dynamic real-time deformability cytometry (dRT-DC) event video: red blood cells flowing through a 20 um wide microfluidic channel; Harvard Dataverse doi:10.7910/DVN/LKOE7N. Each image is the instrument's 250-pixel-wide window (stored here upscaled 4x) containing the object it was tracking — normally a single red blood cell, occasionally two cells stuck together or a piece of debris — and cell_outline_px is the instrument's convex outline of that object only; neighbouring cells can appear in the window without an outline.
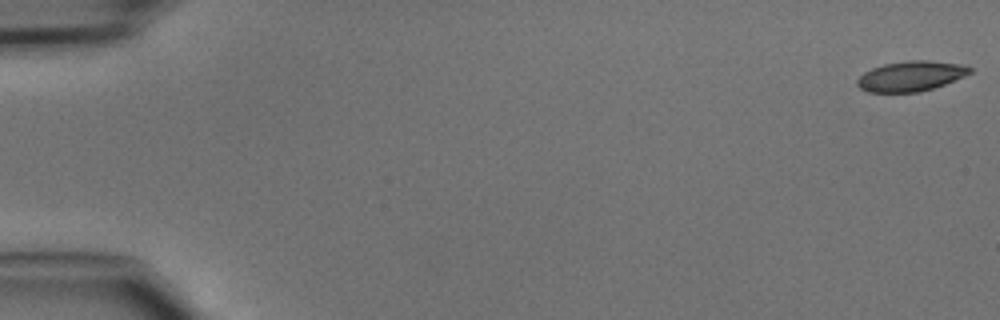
{"species": "common noctule bat (a hibernating species)", "species_latin": "Nyctalus noctula", "temperature_condition": "cold", "stored_images_in_passage": 47, "camera_frame_rate_fps": 3000, "um_per_image_px": 0.085, "animal": {"sex": "male", "body_mass_g": 15.6}, "frame": {"image": 1, "passage_image": 1, "time_ms": 0.0, "image_size_px": [1000, 320], "cell_outline_px": [[972, 72], [964, 76], [944, 84], [932, 88], [916, 92], [868, 92], [860, 88], [856, 84], [856, 80], [864, 72], [872, 68], [884, 64], [908, 60], [928, 60], [956, 64], [972, 68]], "centroid_in_image_um": [77.37, 6.47], "position_along_channel_um": 7.6, "area_um2": 19.54}}
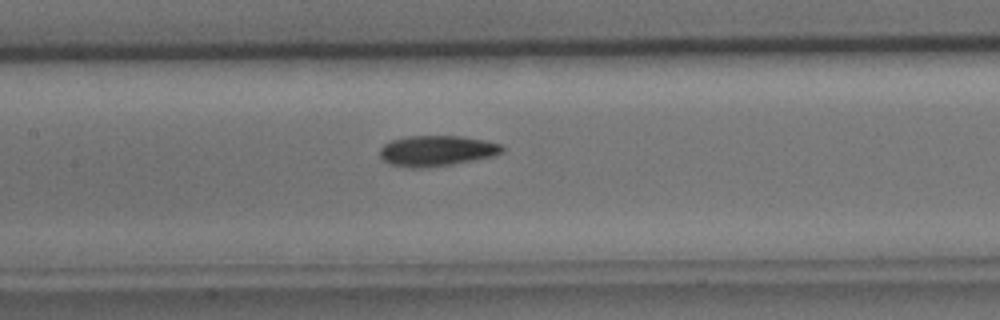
{"frame": {"image": 2, "passage_image": 23, "time_ms": 7.333, "image_size_px": [1000, 320], "cell_outline_px": [[504, 152], [492, 156], [452, 164], [424, 168], [412, 168], [392, 164], [384, 160], [380, 156], [380, 148], [384, 144], [392, 140], [408, 136], [460, 136], [484, 140], [500, 144], [504, 148]], "centroid_in_image_um": [37.12, 12.81], "position_along_channel_um": 170.3, "area_um2": 21.62}}
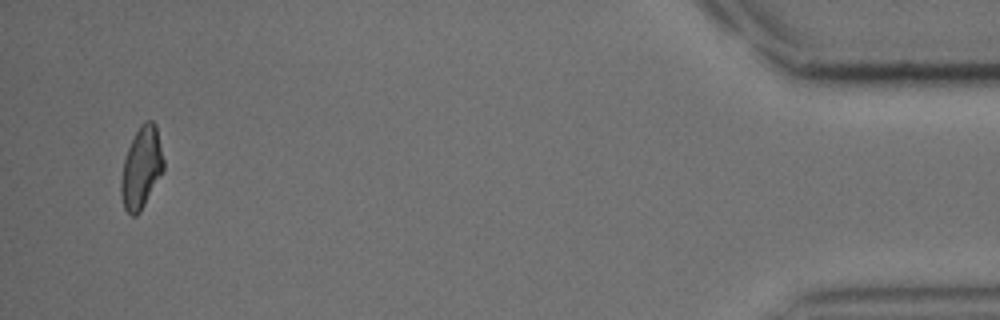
{"frame": {"image": 3, "passage_image": 46, "time_ms": 15.0, "image_size_px": [1000, 320], "cell_outline_px": [[164, 168], [140, 212], [136, 216], [132, 216], [124, 208], [120, 196], [120, 180], [124, 160], [128, 148], [140, 124], [144, 120], [152, 120], [156, 124], [164, 160]], "centroid_in_image_um": [12.01, 14.25], "position_along_channel_um": 423.2, "area_um2": 20.11}}